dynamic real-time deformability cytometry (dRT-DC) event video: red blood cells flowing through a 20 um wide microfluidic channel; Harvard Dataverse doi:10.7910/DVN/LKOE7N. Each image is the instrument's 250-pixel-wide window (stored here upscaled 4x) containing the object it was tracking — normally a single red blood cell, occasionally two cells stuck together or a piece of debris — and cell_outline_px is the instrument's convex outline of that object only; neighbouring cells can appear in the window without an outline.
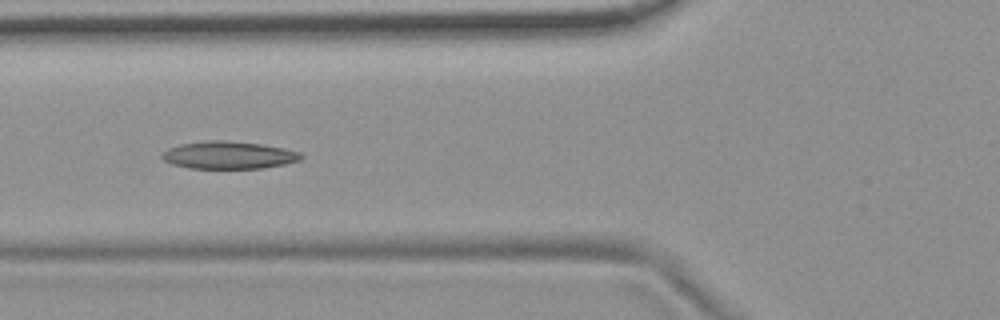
{"species": "common noctule bat (a hibernating species)", "species_latin": "Nyctalus noctula", "temperature_condition": "room temperature", "stored_images_in_passage": 8, "camera_frame_rate_fps": 3000, "um_per_image_px": 0.085, "animal": {"sex": "female", "body_mass_g": 19.9}, "frame": {"image": 1, "passage_image": 5, "time_ms": 4.667, "image_size_px": [1000, 320], "cell_outline_px": [[304, 156], [300, 160], [284, 164], [264, 168], [188, 168], [172, 164], [164, 160], [160, 156], [168, 148], [180, 144], [208, 140], [224, 140], [264, 144], [284, 148], [300, 152]], "centroid_in_image_um": [19.45, 13.18], "position_along_channel_um": 106.4, "area_um2": 22.37}}
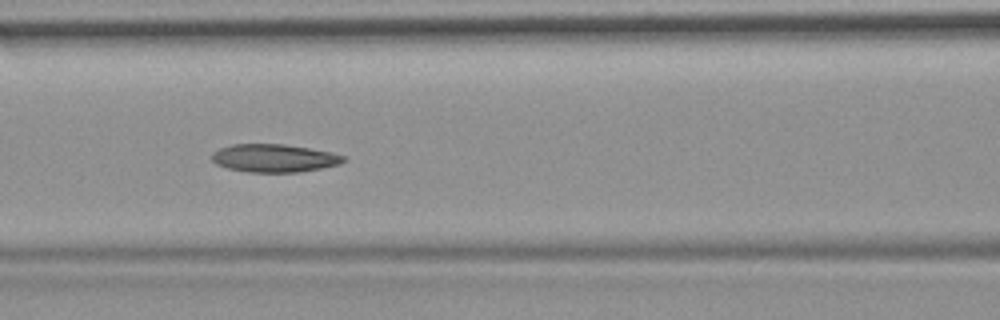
{"frame": {"image": 2, "passage_image": 6, "time_ms": 5.667, "image_size_px": [1000, 320], "cell_outline_px": [[348, 160], [340, 164], [300, 172], [248, 172], [228, 168], [216, 164], [212, 160], [212, 152], [220, 148], [232, 144], [284, 144], [332, 152], [344, 156]], "centroid_in_image_um": [23.31, 13.44], "position_along_channel_um": 143.3, "area_um2": 21.5}}